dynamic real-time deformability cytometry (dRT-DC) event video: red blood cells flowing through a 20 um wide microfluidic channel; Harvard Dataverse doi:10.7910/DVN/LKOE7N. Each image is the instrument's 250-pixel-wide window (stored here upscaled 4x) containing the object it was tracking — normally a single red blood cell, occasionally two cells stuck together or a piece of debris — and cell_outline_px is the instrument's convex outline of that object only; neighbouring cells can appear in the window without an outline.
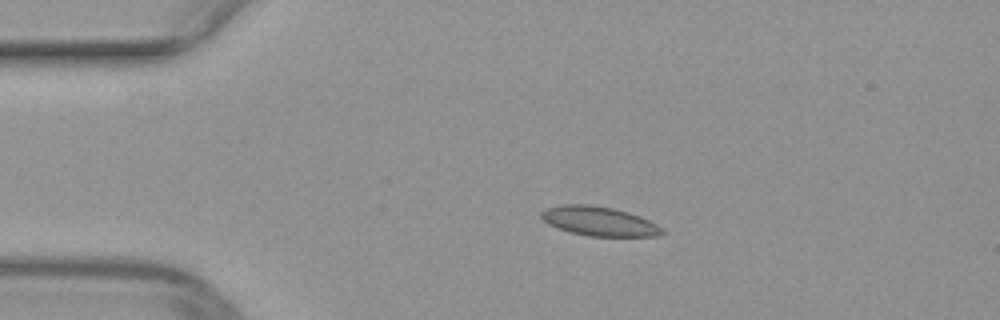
{"species": "common noctule bat (a hibernating species)", "species_latin": "Nyctalus noctula", "temperature_condition": "warm", "stored_images_in_passage": 41, "camera_frame_rate_fps": 3000, "um_per_image_px": 0.085, "animal": {"sex": "female", "body_mass_g": 29.2, "forearm_length_mm": 56.3}, "frame": {"image": 1, "passage_image": 1, "time_ms": 0.0, "image_size_px": [1000, 320], "cell_outline_px": [[664, 232], [656, 236], [588, 236], [568, 232], [548, 224], [540, 216], [540, 212], [548, 208], [564, 204], [588, 204], [612, 208], [628, 212], [640, 216], [664, 228]], "centroid_in_image_um": [50.91, 18.81], "position_along_channel_um": 34.1, "area_um2": 20.58}}
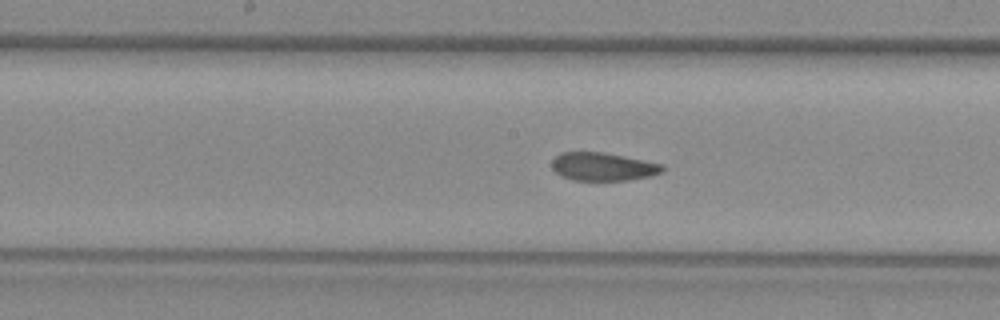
{"frame": {"image": 2, "passage_image": 16, "time_ms": 5.0, "image_size_px": [1000, 320], "cell_outline_px": [[664, 172], [652, 176], [628, 180], [572, 180], [560, 176], [552, 168], [552, 160], [556, 156], [564, 152], [600, 152], [624, 156], [664, 164]], "centroid_in_image_um": [51.28, 14.17], "position_along_channel_um": 196.9, "area_um2": 18.21}}
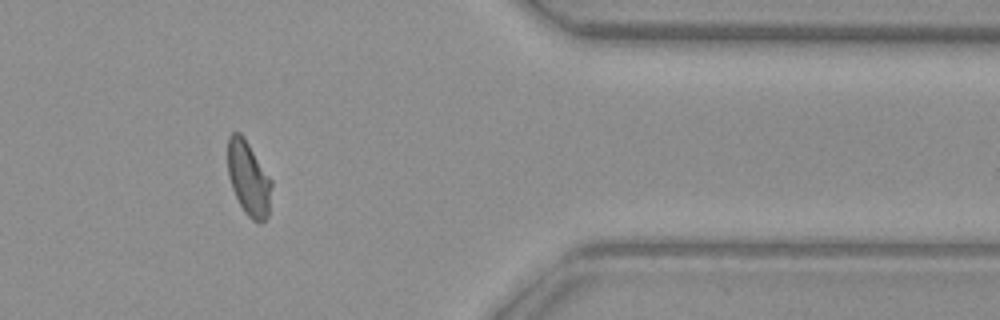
{"frame": {"image": 3, "passage_image": 32, "time_ms": 10.333, "image_size_px": [1000, 320], "cell_outline_px": [[272, 184], [268, 216], [260, 224], [252, 220], [244, 212], [232, 188], [228, 176], [228, 136], [232, 132], [240, 132], [244, 136], [272, 180]], "centroid_in_image_um": [21.13, 15.16], "position_along_channel_um": 390.3, "area_um2": 19.07}}